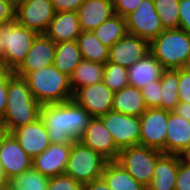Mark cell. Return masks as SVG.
Wrapping results in <instances>:
<instances>
[{"instance_id":"6da1fadb","label":"cell","mask_w":190,"mask_h":190,"mask_svg":"<svg viewBox=\"0 0 190 190\" xmlns=\"http://www.w3.org/2000/svg\"><path fill=\"white\" fill-rule=\"evenodd\" d=\"M93 117L73 99L42 105L40 119L46 127L50 143L72 144L85 133Z\"/></svg>"},{"instance_id":"7a4b0ae2","label":"cell","mask_w":190,"mask_h":190,"mask_svg":"<svg viewBox=\"0 0 190 190\" xmlns=\"http://www.w3.org/2000/svg\"><path fill=\"white\" fill-rule=\"evenodd\" d=\"M41 107L26 80L14 74L8 82L6 111L2 117L9 132L12 134L17 128L39 119Z\"/></svg>"},{"instance_id":"3957f363","label":"cell","mask_w":190,"mask_h":190,"mask_svg":"<svg viewBox=\"0 0 190 190\" xmlns=\"http://www.w3.org/2000/svg\"><path fill=\"white\" fill-rule=\"evenodd\" d=\"M24 79L41 105L61 103L73 98L70 77L54 65L29 72Z\"/></svg>"},{"instance_id":"277c9868","label":"cell","mask_w":190,"mask_h":190,"mask_svg":"<svg viewBox=\"0 0 190 190\" xmlns=\"http://www.w3.org/2000/svg\"><path fill=\"white\" fill-rule=\"evenodd\" d=\"M149 50L164 69L184 68L190 56V34L181 28L163 30L149 42Z\"/></svg>"},{"instance_id":"5b68a950","label":"cell","mask_w":190,"mask_h":190,"mask_svg":"<svg viewBox=\"0 0 190 190\" xmlns=\"http://www.w3.org/2000/svg\"><path fill=\"white\" fill-rule=\"evenodd\" d=\"M107 162L101 154L75 140L71 145L64 174L84 185L100 178Z\"/></svg>"},{"instance_id":"8992f818","label":"cell","mask_w":190,"mask_h":190,"mask_svg":"<svg viewBox=\"0 0 190 190\" xmlns=\"http://www.w3.org/2000/svg\"><path fill=\"white\" fill-rule=\"evenodd\" d=\"M163 153L143 145H134L119 151L118 162L137 182L144 187L151 184L157 159Z\"/></svg>"},{"instance_id":"52a82bcc","label":"cell","mask_w":190,"mask_h":190,"mask_svg":"<svg viewBox=\"0 0 190 190\" xmlns=\"http://www.w3.org/2000/svg\"><path fill=\"white\" fill-rule=\"evenodd\" d=\"M0 35L4 59L15 71L24 61L38 34L14 21L0 26Z\"/></svg>"},{"instance_id":"ba28073f","label":"cell","mask_w":190,"mask_h":190,"mask_svg":"<svg viewBox=\"0 0 190 190\" xmlns=\"http://www.w3.org/2000/svg\"><path fill=\"white\" fill-rule=\"evenodd\" d=\"M100 118L119 150L140 145V117L111 110Z\"/></svg>"},{"instance_id":"9c48e42d","label":"cell","mask_w":190,"mask_h":190,"mask_svg":"<svg viewBox=\"0 0 190 190\" xmlns=\"http://www.w3.org/2000/svg\"><path fill=\"white\" fill-rule=\"evenodd\" d=\"M169 111L147 108L140 116V145L166 153V137Z\"/></svg>"},{"instance_id":"30bf717a","label":"cell","mask_w":190,"mask_h":190,"mask_svg":"<svg viewBox=\"0 0 190 190\" xmlns=\"http://www.w3.org/2000/svg\"><path fill=\"white\" fill-rule=\"evenodd\" d=\"M55 10L51 0H17L16 22L37 34H44Z\"/></svg>"},{"instance_id":"8fae6325","label":"cell","mask_w":190,"mask_h":190,"mask_svg":"<svg viewBox=\"0 0 190 190\" xmlns=\"http://www.w3.org/2000/svg\"><path fill=\"white\" fill-rule=\"evenodd\" d=\"M125 18L128 33L149 42L164 30L153 0H141L137 9Z\"/></svg>"},{"instance_id":"7c38bea8","label":"cell","mask_w":190,"mask_h":190,"mask_svg":"<svg viewBox=\"0 0 190 190\" xmlns=\"http://www.w3.org/2000/svg\"><path fill=\"white\" fill-rule=\"evenodd\" d=\"M114 92L104 82L77 89L73 100L92 117H101L112 110Z\"/></svg>"},{"instance_id":"4fadbf2b","label":"cell","mask_w":190,"mask_h":190,"mask_svg":"<svg viewBox=\"0 0 190 190\" xmlns=\"http://www.w3.org/2000/svg\"><path fill=\"white\" fill-rule=\"evenodd\" d=\"M55 50L56 43L45 34H38L24 61L14 71V74L24 78L29 72L53 65Z\"/></svg>"},{"instance_id":"5bb4252c","label":"cell","mask_w":190,"mask_h":190,"mask_svg":"<svg viewBox=\"0 0 190 190\" xmlns=\"http://www.w3.org/2000/svg\"><path fill=\"white\" fill-rule=\"evenodd\" d=\"M79 141L101 154L108 161L117 160L120 150L100 117H93L90 120L85 133L80 137Z\"/></svg>"},{"instance_id":"9a60e30c","label":"cell","mask_w":190,"mask_h":190,"mask_svg":"<svg viewBox=\"0 0 190 190\" xmlns=\"http://www.w3.org/2000/svg\"><path fill=\"white\" fill-rule=\"evenodd\" d=\"M149 52L148 40L127 33L109 48L108 61L129 68Z\"/></svg>"},{"instance_id":"2e32d148","label":"cell","mask_w":190,"mask_h":190,"mask_svg":"<svg viewBox=\"0 0 190 190\" xmlns=\"http://www.w3.org/2000/svg\"><path fill=\"white\" fill-rule=\"evenodd\" d=\"M32 160L13 134L10 133L0 144V163L7 180L30 169Z\"/></svg>"},{"instance_id":"e0dca14e","label":"cell","mask_w":190,"mask_h":190,"mask_svg":"<svg viewBox=\"0 0 190 190\" xmlns=\"http://www.w3.org/2000/svg\"><path fill=\"white\" fill-rule=\"evenodd\" d=\"M72 144H54L32 160V166L47 177L64 174Z\"/></svg>"},{"instance_id":"ac0fdd59","label":"cell","mask_w":190,"mask_h":190,"mask_svg":"<svg viewBox=\"0 0 190 190\" xmlns=\"http://www.w3.org/2000/svg\"><path fill=\"white\" fill-rule=\"evenodd\" d=\"M12 134L32 159L41 154L50 145L46 127L40 118L33 123L17 128Z\"/></svg>"},{"instance_id":"d6986e66","label":"cell","mask_w":190,"mask_h":190,"mask_svg":"<svg viewBox=\"0 0 190 190\" xmlns=\"http://www.w3.org/2000/svg\"><path fill=\"white\" fill-rule=\"evenodd\" d=\"M77 12H55L54 18L44 33L54 43L76 41L81 33Z\"/></svg>"},{"instance_id":"ffe728a7","label":"cell","mask_w":190,"mask_h":190,"mask_svg":"<svg viewBox=\"0 0 190 190\" xmlns=\"http://www.w3.org/2000/svg\"><path fill=\"white\" fill-rule=\"evenodd\" d=\"M77 13L81 30L93 31L115 15L113 0H84Z\"/></svg>"},{"instance_id":"44dd1931","label":"cell","mask_w":190,"mask_h":190,"mask_svg":"<svg viewBox=\"0 0 190 190\" xmlns=\"http://www.w3.org/2000/svg\"><path fill=\"white\" fill-rule=\"evenodd\" d=\"M163 65L149 52L128 68L129 85L142 90L149 83L160 80Z\"/></svg>"},{"instance_id":"7402d4cb","label":"cell","mask_w":190,"mask_h":190,"mask_svg":"<svg viewBox=\"0 0 190 190\" xmlns=\"http://www.w3.org/2000/svg\"><path fill=\"white\" fill-rule=\"evenodd\" d=\"M179 161L178 155L163 153L157 159L154 175L147 190H175Z\"/></svg>"},{"instance_id":"603a6c76","label":"cell","mask_w":190,"mask_h":190,"mask_svg":"<svg viewBox=\"0 0 190 190\" xmlns=\"http://www.w3.org/2000/svg\"><path fill=\"white\" fill-rule=\"evenodd\" d=\"M190 146V121L169 111L166 153H181L185 148Z\"/></svg>"},{"instance_id":"cb8c5ba5","label":"cell","mask_w":190,"mask_h":190,"mask_svg":"<svg viewBox=\"0 0 190 190\" xmlns=\"http://www.w3.org/2000/svg\"><path fill=\"white\" fill-rule=\"evenodd\" d=\"M147 108L142 91L138 88L128 85L114 92L113 111L140 117Z\"/></svg>"},{"instance_id":"d4e9b609","label":"cell","mask_w":190,"mask_h":190,"mask_svg":"<svg viewBox=\"0 0 190 190\" xmlns=\"http://www.w3.org/2000/svg\"><path fill=\"white\" fill-rule=\"evenodd\" d=\"M101 177L111 190H147L116 161L106 163Z\"/></svg>"},{"instance_id":"484cf974","label":"cell","mask_w":190,"mask_h":190,"mask_svg":"<svg viewBox=\"0 0 190 190\" xmlns=\"http://www.w3.org/2000/svg\"><path fill=\"white\" fill-rule=\"evenodd\" d=\"M104 64L82 60L70 76L73 93L82 87L103 82Z\"/></svg>"},{"instance_id":"4316f807","label":"cell","mask_w":190,"mask_h":190,"mask_svg":"<svg viewBox=\"0 0 190 190\" xmlns=\"http://www.w3.org/2000/svg\"><path fill=\"white\" fill-rule=\"evenodd\" d=\"M83 60L76 41H66L56 44L54 66L63 74L71 76L74 69Z\"/></svg>"},{"instance_id":"83f0119b","label":"cell","mask_w":190,"mask_h":190,"mask_svg":"<svg viewBox=\"0 0 190 190\" xmlns=\"http://www.w3.org/2000/svg\"><path fill=\"white\" fill-rule=\"evenodd\" d=\"M83 60L105 64L109 47L103 45L92 31H81L77 39Z\"/></svg>"},{"instance_id":"f1b7e54d","label":"cell","mask_w":190,"mask_h":190,"mask_svg":"<svg viewBox=\"0 0 190 190\" xmlns=\"http://www.w3.org/2000/svg\"><path fill=\"white\" fill-rule=\"evenodd\" d=\"M92 32L103 45L110 48L128 33L126 18L115 14Z\"/></svg>"},{"instance_id":"f546056e","label":"cell","mask_w":190,"mask_h":190,"mask_svg":"<svg viewBox=\"0 0 190 190\" xmlns=\"http://www.w3.org/2000/svg\"><path fill=\"white\" fill-rule=\"evenodd\" d=\"M179 69H165L161 76V109L172 111L180 102L178 96Z\"/></svg>"},{"instance_id":"4dcf8cb0","label":"cell","mask_w":190,"mask_h":190,"mask_svg":"<svg viewBox=\"0 0 190 190\" xmlns=\"http://www.w3.org/2000/svg\"><path fill=\"white\" fill-rule=\"evenodd\" d=\"M50 177L38 172L33 166L7 181L9 190H47Z\"/></svg>"},{"instance_id":"1f68e13d","label":"cell","mask_w":190,"mask_h":190,"mask_svg":"<svg viewBox=\"0 0 190 190\" xmlns=\"http://www.w3.org/2000/svg\"><path fill=\"white\" fill-rule=\"evenodd\" d=\"M155 10L160 18L163 29L179 28L180 0H153Z\"/></svg>"},{"instance_id":"d6a6232c","label":"cell","mask_w":190,"mask_h":190,"mask_svg":"<svg viewBox=\"0 0 190 190\" xmlns=\"http://www.w3.org/2000/svg\"><path fill=\"white\" fill-rule=\"evenodd\" d=\"M103 82L113 92L123 89L129 85L128 68L107 61L104 64Z\"/></svg>"},{"instance_id":"836d02e7","label":"cell","mask_w":190,"mask_h":190,"mask_svg":"<svg viewBox=\"0 0 190 190\" xmlns=\"http://www.w3.org/2000/svg\"><path fill=\"white\" fill-rule=\"evenodd\" d=\"M47 190H83V185L69 175H57L51 177Z\"/></svg>"},{"instance_id":"e575fe53","label":"cell","mask_w":190,"mask_h":190,"mask_svg":"<svg viewBox=\"0 0 190 190\" xmlns=\"http://www.w3.org/2000/svg\"><path fill=\"white\" fill-rule=\"evenodd\" d=\"M141 91L148 108H161V79L149 83Z\"/></svg>"},{"instance_id":"d590c367","label":"cell","mask_w":190,"mask_h":190,"mask_svg":"<svg viewBox=\"0 0 190 190\" xmlns=\"http://www.w3.org/2000/svg\"><path fill=\"white\" fill-rule=\"evenodd\" d=\"M17 1L0 0V26L16 21Z\"/></svg>"},{"instance_id":"8d00e7d4","label":"cell","mask_w":190,"mask_h":190,"mask_svg":"<svg viewBox=\"0 0 190 190\" xmlns=\"http://www.w3.org/2000/svg\"><path fill=\"white\" fill-rule=\"evenodd\" d=\"M178 96L180 102L190 103V71L179 69Z\"/></svg>"},{"instance_id":"74e56055","label":"cell","mask_w":190,"mask_h":190,"mask_svg":"<svg viewBox=\"0 0 190 190\" xmlns=\"http://www.w3.org/2000/svg\"><path fill=\"white\" fill-rule=\"evenodd\" d=\"M175 190H190V165L179 161Z\"/></svg>"},{"instance_id":"f35d334b","label":"cell","mask_w":190,"mask_h":190,"mask_svg":"<svg viewBox=\"0 0 190 190\" xmlns=\"http://www.w3.org/2000/svg\"><path fill=\"white\" fill-rule=\"evenodd\" d=\"M141 0H113L114 12L117 15L126 17L137 9Z\"/></svg>"},{"instance_id":"ab89813d","label":"cell","mask_w":190,"mask_h":190,"mask_svg":"<svg viewBox=\"0 0 190 190\" xmlns=\"http://www.w3.org/2000/svg\"><path fill=\"white\" fill-rule=\"evenodd\" d=\"M179 28L190 34V0L179 2Z\"/></svg>"},{"instance_id":"60d3db41","label":"cell","mask_w":190,"mask_h":190,"mask_svg":"<svg viewBox=\"0 0 190 190\" xmlns=\"http://www.w3.org/2000/svg\"><path fill=\"white\" fill-rule=\"evenodd\" d=\"M84 0H51L55 12H77Z\"/></svg>"},{"instance_id":"b9f144b4","label":"cell","mask_w":190,"mask_h":190,"mask_svg":"<svg viewBox=\"0 0 190 190\" xmlns=\"http://www.w3.org/2000/svg\"><path fill=\"white\" fill-rule=\"evenodd\" d=\"M9 79H0V116L3 117L7 105V88Z\"/></svg>"},{"instance_id":"7bdbcfd3","label":"cell","mask_w":190,"mask_h":190,"mask_svg":"<svg viewBox=\"0 0 190 190\" xmlns=\"http://www.w3.org/2000/svg\"><path fill=\"white\" fill-rule=\"evenodd\" d=\"M83 190H111L105 180L100 177L83 185Z\"/></svg>"},{"instance_id":"ee69618b","label":"cell","mask_w":190,"mask_h":190,"mask_svg":"<svg viewBox=\"0 0 190 190\" xmlns=\"http://www.w3.org/2000/svg\"><path fill=\"white\" fill-rule=\"evenodd\" d=\"M172 112L190 121V103L179 102Z\"/></svg>"},{"instance_id":"f6af8a7d","label":"cell","mask_w":190,"mask_h":190,"mask_svg":"<svg viewBox=\"0 0 190 190\" xmlns=\"http://www.w3.org/2000/svg\"><path fill=\"white\" fill-rule=\"evenodd\" d=\"M14 71L8 66L4 58H0V79H10Z\"/></svg>"},{"instance_id":"bcb514c9","label":"cell","mask_w":190,"mask_h":190,"mask_svg":"<svg viewBox=\"0 0 190 190\" xmlns=\"http://www.w3.org/2000/svg\"><path fill=\"white\" fill-rule=\"evenodd\" d=\"M10 134L9 129L4 122L2 116H0V144L4 142V140L8 137Z\"/></svg>"},{"instance_id":"7dc6e473","label":"cell","mask_w":190,"mask_h":190,"mask_svg":"<svg viewBox=\"0 0 190 190\" xmlns=\"http://www.w3.org/2000/svg\"><path fill=\"white\" fill-rule=\"evenodd\" d=\"M180 161L190 165V146L178 154Z\"/></svg>"},{"instance_id":"c3c4849f","label":"cell","mask_w":190,"mask_h":190,"mask_svg":"<svg viewBox=\"0 0 190 190\" xmlns=\"http://www.w3.org/2000/svg\"><path fill=\"white\" fill-rule=\"evenodd\" d=\"M7 179L5 178L2 168H1V163H0V189L7 187Z\"/></svg>"},{"instance_id":"681fc988","label":"cell","mask_w":190,"mask_h":190,"mask_svg":"<svg viewBox=\"0 0 190 190\" xmlns=\"http://www.w3.org/2000/svg\"><path fill=\"white\" fill-rule=\"evenodd\" d=\"M2 39H1V35H0V58H4V49H3V45L1 43Z\"/></svg>"},{"instance_id":"f907efd6","label":"cell","mask_w":190,"mask_h":190,"mask_svg":"<svg viewBox=\"0 0 190 190\" xmlns=\"http://www.w3.org/2000/svg\"><path fill=\"white\" fill-rule=\"evenodd\" d=\"M188 71H190V56H189V59H188V62L187 64L185 65V67Z\"/></svg>"},{"instance_id":"816d5d0a","label":"cell","mask_w":190,"mask_h":190,"mask_svg":"<svg viewBox=\"0 0 190 190\" xmlns=\"http://www.w3.org/2000/svg\"><path fill=\"white\" fill-rule=\"evenodd\" d=\"M0 190H9L7 187H5V188H2V189H0Z\"/></svg>"}]
</instances>
